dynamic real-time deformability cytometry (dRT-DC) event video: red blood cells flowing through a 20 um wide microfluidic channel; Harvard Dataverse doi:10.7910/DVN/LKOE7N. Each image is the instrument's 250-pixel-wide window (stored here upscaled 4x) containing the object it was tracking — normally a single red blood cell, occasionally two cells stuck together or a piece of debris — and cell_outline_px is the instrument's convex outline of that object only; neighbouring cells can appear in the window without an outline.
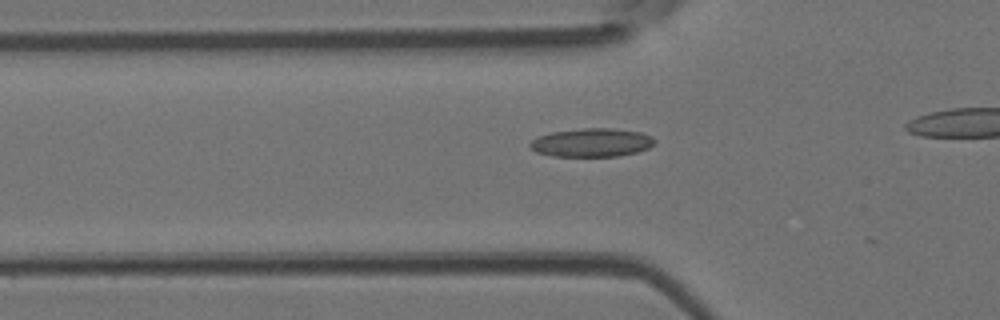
{"species": "Egyptian fruit bat (a non-hibernating species)", "species_latin": "Rousettus aegyptiacus", "temperature_condition": "room temperature", "stored_images_in_passage": 36, "camera_frame_rate_fps": 3000, "um_per_image_px": 0.085, "animal": {"sex": "female"}, "frame": {"image": 1, "passage_image": 13, "time_ms": 4.0, "image_size_px": [1000, 320], "cell_outline_px": [[656, 144], [648, 148], [636, 152], [616, 156], [552, 156], [536, 152], [528, 144], [532, 140], [540, 136], [552, 132], [584, 128], [608, 128], [640, 132], [652, 136], [656, 140]], "centroid_in_image_um": [50.32, 12.12], "position_along_channel_um": 75.5, "area_um2": 20.58}}
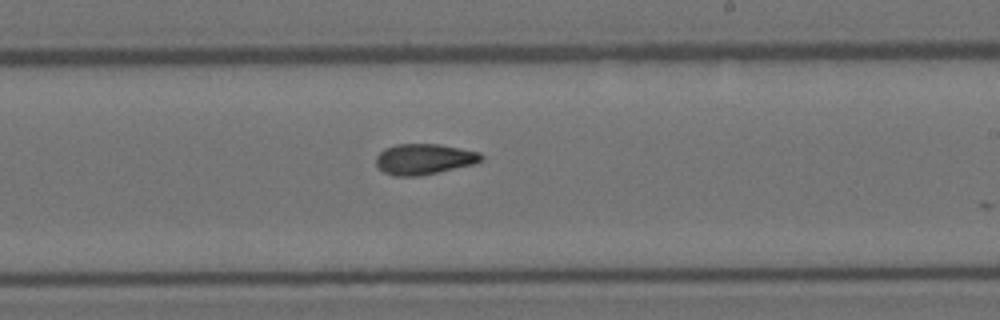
{"frame": {"image": 2, "passage_image": 26, "time_ms": 8.333, "image_size_px": [1000, 320], "cell_outline_px": [[484, 156], [480, 160], [472, 164], [420, 176], [392, 176], [384, 172], [376, 164], [376, 156], [384, 148], [396, 144], [440, 144], [480, 152]], "centroid_in_image_um": [36.01, 13.52], "position_along_channel_um": 253.0, "area_um2": 18.73}}
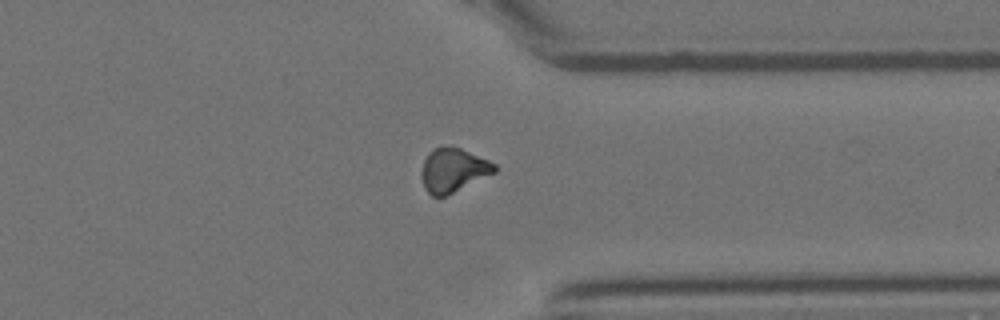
{"frame": {"image": 3, "passage_image": 35, "time_ms": 11.333, "image_size_px": [1000, 320], "cell_outline_px": [[496, 172], [444, 196], [432, 196], [424, 188], [420, 176], [424, 160], [428, 152], [436, 148], [452, 144], [488, 160], [496, 164]], "centroid_in_image_um": [38.5, 14.43], "position_along_channel_um": 372.9, "area_um2": 18.67}}